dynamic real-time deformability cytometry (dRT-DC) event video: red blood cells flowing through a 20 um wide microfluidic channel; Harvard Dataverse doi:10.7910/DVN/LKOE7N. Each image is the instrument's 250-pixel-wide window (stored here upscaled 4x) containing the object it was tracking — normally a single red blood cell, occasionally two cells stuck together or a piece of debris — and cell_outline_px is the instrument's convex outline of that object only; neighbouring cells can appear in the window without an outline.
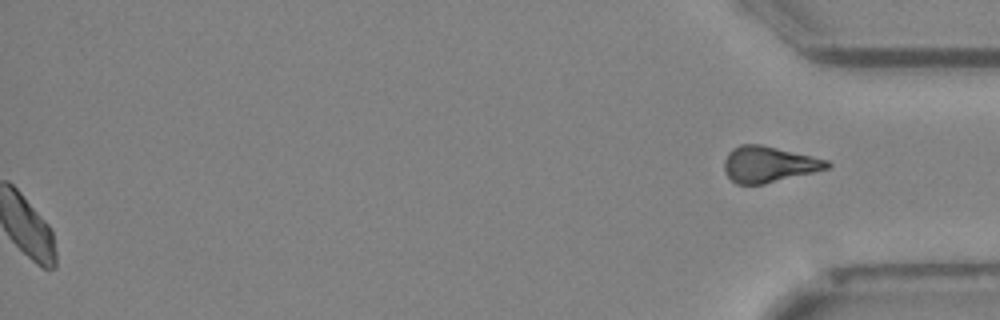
{"species": "Egyptian fruit bat (a non-hibernating species)", "species_latin": "Rousettus aegyptiacus", "temperature_condition": "cold", "stored_images_in_passage": 52, "segment_of_instrument_passage": [2, 2], "camera_frame_rate_fps": 3000, "um_per_image_px": 0.085, "animal": {"sex": "female"}, "frame": {"image": 1, "passage_image": 52, "time_ms": 17.0, "image_size_px": [1000, 320], "cell_outline_px": [[832, 164], [828, 168], [764, 184], [736, 184], [724, 172], [724, 160], [728, 152], [732, 148], [740, 144], [760, 144], [828, 160]], "centroid_in_image_um": [65.29, 13.96], "position_along_channel_um": 369.9, "area_um2": 21.39}}